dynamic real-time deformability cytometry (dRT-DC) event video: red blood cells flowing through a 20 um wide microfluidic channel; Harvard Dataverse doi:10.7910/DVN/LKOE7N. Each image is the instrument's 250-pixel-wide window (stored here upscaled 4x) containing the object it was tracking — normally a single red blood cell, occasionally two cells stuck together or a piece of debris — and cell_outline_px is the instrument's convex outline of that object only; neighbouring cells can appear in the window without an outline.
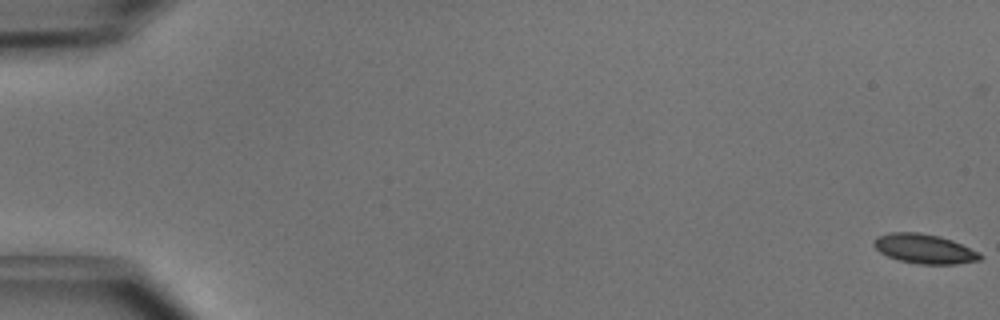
{"species": "common noctule bat (a hibernating species)", "species_latin": "Nyctalus noctula", "temperature_condition": "cold", "stored_images_in_passage": 6, "camera_frame_rate_fps": 3000, "um_per_image_px": 0.085, "animal": {"sex": "male", "body_mass_g": 15.6}, "frame": {"image": 1, "passage_image": 1, "time_ms": 0.0, "image_size_px": [1000, 320], "cell_outline_px": [[984, 256], [980, 260], [956, 264], [916, 264], [900, 260], [888, 256], [880, 252], [872, 244], [872, 240], [876, 236], [888, 232], [920, 232], [940, 236], [952, 240], [980, 252]], "centroid_in_image_um": [78.56, 21.14], "position_along_channel_um": 6.4, "area_um2": 18.5}}
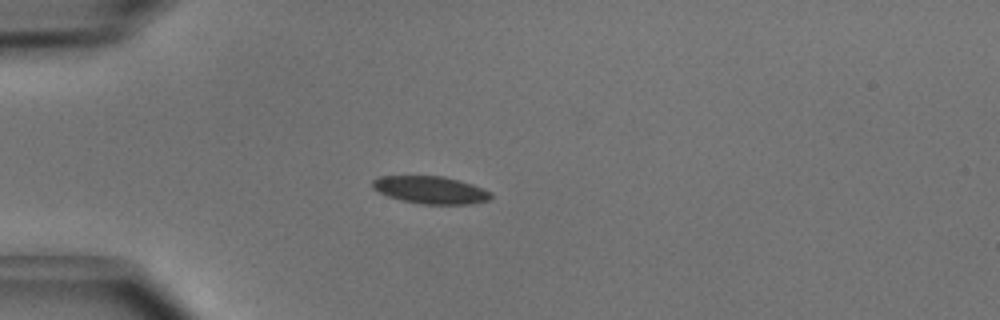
{"frame": {"image": 2, "passage_image": 5, "time_ms": 1.333, "image_size_px": [1000, 320], "cell_outline_px": [[492, 196], [488, 200], [472, 204], [424, 204], [400, 200], [388, 196], [372, 188], [372, 180], [380, 176], [444, 176], [472, 184], [492, 192]], "centroid_in_image_um": [36.6, 16.14], "position_along_channel_um": 48.4, "area_um2": 18.96}}